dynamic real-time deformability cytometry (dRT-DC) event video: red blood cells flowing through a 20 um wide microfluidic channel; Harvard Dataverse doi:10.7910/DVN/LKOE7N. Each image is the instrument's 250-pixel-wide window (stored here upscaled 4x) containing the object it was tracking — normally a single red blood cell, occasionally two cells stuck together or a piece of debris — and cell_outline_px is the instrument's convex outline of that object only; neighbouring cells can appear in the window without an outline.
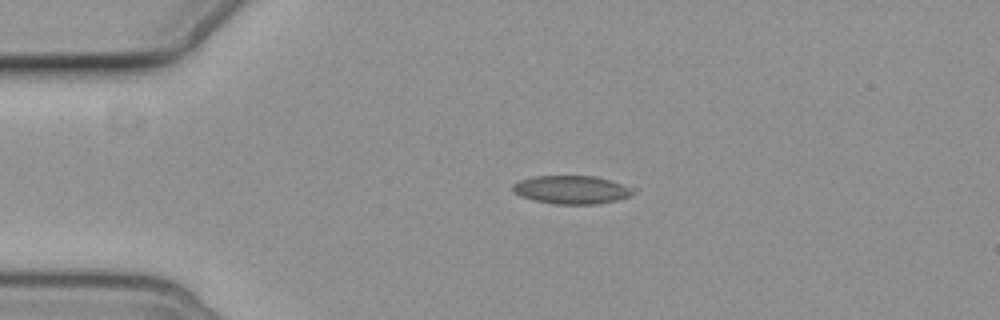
{"species": "common noctule bat (a hibernating species)", "species_latin": "Nyctalus noctula", "temperature_condition": "cold", "stored_images_in_passage": 4, "camera_frame_rate_fps": 3000, "um_per_image_px": 0.085, "animal": {"sex": "female", "body_mass_g": 19.3, "forearm_length_mm": 54.1}, "frame": {"image": 1, "passage_image": 2, "time_ms": 1.333, "image_size_px": [1000, 320], "cell_outline_px": [[636, 188], [628, 196], [616, 200], [596, 204], [556, 204], [536, 200], [520, 196], [512, 192], [512, 184], [520, 180], [536, 176], [596, 176], [612, 180]], "centroid_in_image_um": [48.58, 16.12], "position_along_channel_um": 36.4, "area_um2": 19.83}}
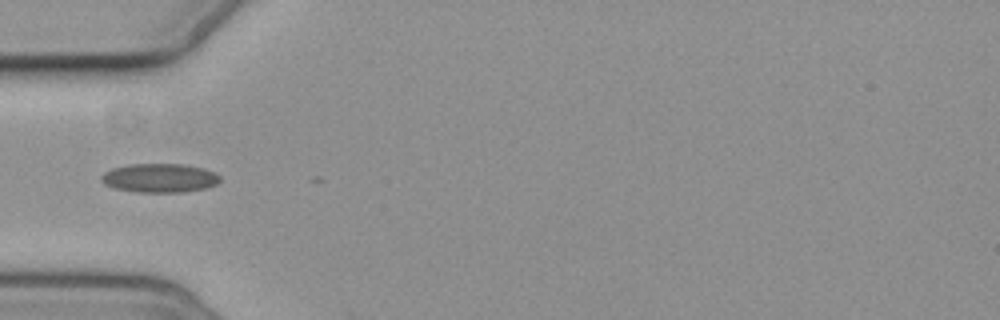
{"frame": {"image": 2, "passage_image": 3, "time_ms": 3.333, "image_size_px": [1000, 320], "cell_outline_px": [[220, 180], [216, 184], [204, 188], [180, 192], [136, 192], [116, 188], [104, 184], [100, 180], [100, 176], [104, 172], [112, 168], [128, 164], [184, 164], [204, 168], [216, 172], [220, 176]], "centroid_in_image_um": [13.55, 15.12], "position_along_channel_um": 71.4, "area_um2": 20.06}}